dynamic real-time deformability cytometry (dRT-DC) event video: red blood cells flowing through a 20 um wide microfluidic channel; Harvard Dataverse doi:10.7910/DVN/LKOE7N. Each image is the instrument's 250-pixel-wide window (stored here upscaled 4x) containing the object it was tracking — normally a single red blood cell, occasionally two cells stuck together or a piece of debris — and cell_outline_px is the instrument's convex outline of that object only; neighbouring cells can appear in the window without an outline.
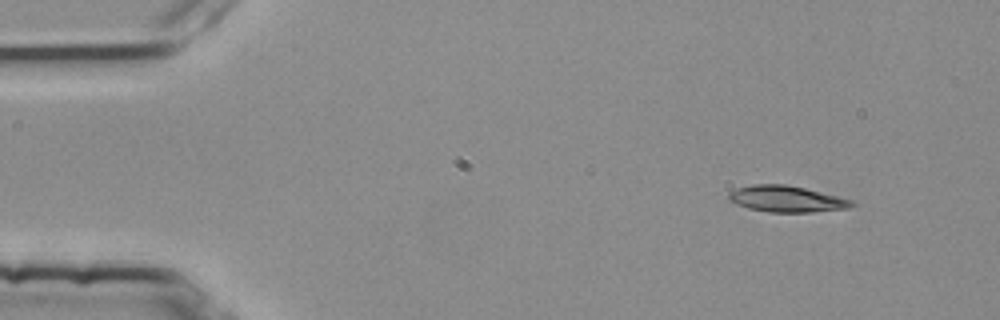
{"species": "common noctule bat (a hibernating species)", "species_latin": "Nyctalus noctula", "temperature_condition": "room temperature", "stored_images_in_passage": 3, "camera_frame_rate_fps": 3000, "um_per_image_px": 0.085, "animal": {"sex": "female", "body_mass_g": 25.1}, "frame": {"image": 1, "passage_image": 1, "time_ms": 0.0, "image_size_px": [1000, 320], "cell_outline_px": [[856, 204], [852, 208], [812, 212], [768, 212], [748, 208], [736, 204], [728, 200], [728, 192], [736, 188], [752, 184], [784, 184], [804, 188], [852, 200]], "centroid_in_image_um": [66.83, 16.91], "position_along_channel_um": 18.2, "area_um2": 18.9}}